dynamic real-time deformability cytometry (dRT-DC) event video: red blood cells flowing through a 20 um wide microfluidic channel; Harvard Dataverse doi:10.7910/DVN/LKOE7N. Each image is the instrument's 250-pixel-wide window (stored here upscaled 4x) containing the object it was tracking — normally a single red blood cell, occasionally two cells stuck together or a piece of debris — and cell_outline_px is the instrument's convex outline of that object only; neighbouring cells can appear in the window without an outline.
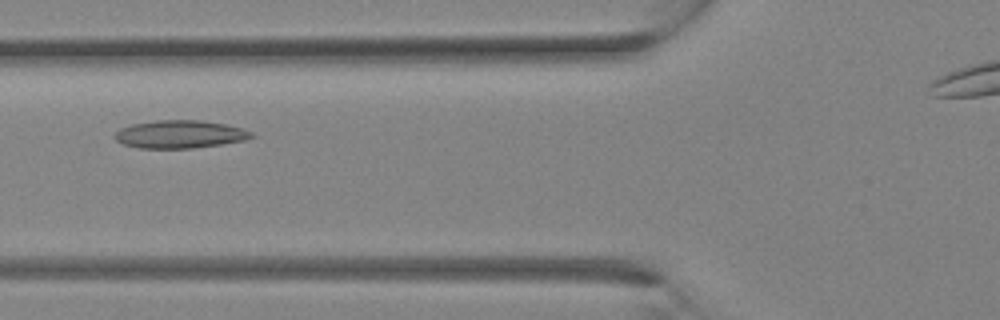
{"species": "Egyptian fruit bat (a non-hibernating species)", "species_latin": "Rousettus aegyptiacus", "temperature_condition": "room temperature", "stored_images_in_passage": 28, "camera_frame_rate_fps": 3000, "um_per_image_px": 0.085, "animal": {"sex": "female"}, "frame": {"image": 1, "passage_image": 10, "time_ms": 3.0, "image_size_px": [1000, 320], "cell_outline_px": [[256, 136], [244, 140], [220, 144], [192, 148], [140, 148], [124, 144], [116, 140], [112, 136], [120, 128], [132, 124], [156, 120], [200, 120], [224, 124], [244, 128], [252, 132]], "centroid_in_image_um": [15.29, 11.4], "position_along_channel_um": 110.5, "area_um2": 22.2}}
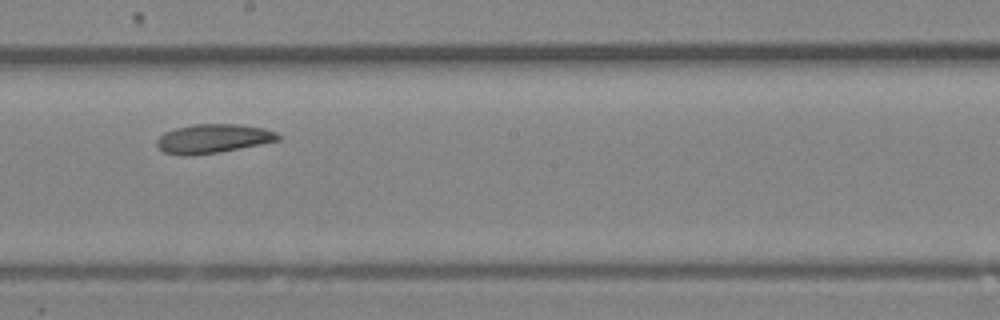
{"frame": {"image": 2, "passage_image": 16, "time_ms": 5.0, "image_size_px": [1000, 320], "cell_outline_px": [[280, 140], [220, 152], [192, 156], [184, 156], [164, 152], [156, 144], [156, 140], [164, 132], [176, 128], [196, 124], [240, 124], [264, 128], [276, 132], [280, 136]], "centroid_in_image_um": [18.1, 11.78], "position_along_channel_um": 230.1, "area_um2": 20.52}}
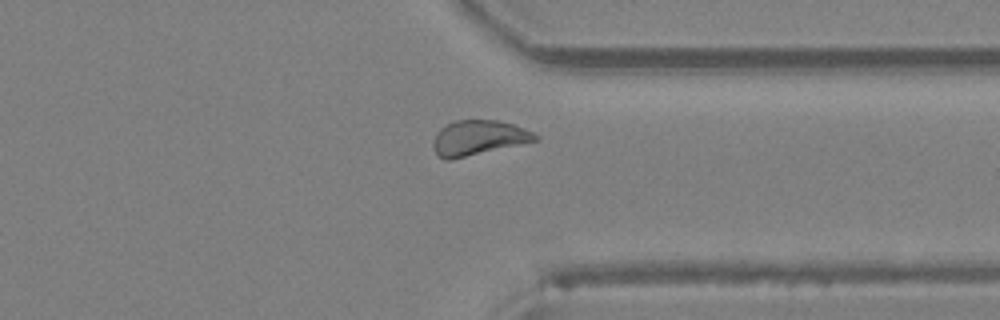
{"frame": {"image": 3, "passage_image": 23, "time_ms": 7.333, "image_size_px": [1000, 320], "cell_outline_px": [[540, 136], [536, 140], [520, 144], [452, 160], [444, 160], [436, 156], [432, 148], [432, 144], [436, 132], [440, 128], [456, 120], [496, 120], [512, 124], [532, 132]], "centroid_in_image_um": [40.58, 11.73], "position_along_channel_um": 370.8, "area_um2": 20.75}}